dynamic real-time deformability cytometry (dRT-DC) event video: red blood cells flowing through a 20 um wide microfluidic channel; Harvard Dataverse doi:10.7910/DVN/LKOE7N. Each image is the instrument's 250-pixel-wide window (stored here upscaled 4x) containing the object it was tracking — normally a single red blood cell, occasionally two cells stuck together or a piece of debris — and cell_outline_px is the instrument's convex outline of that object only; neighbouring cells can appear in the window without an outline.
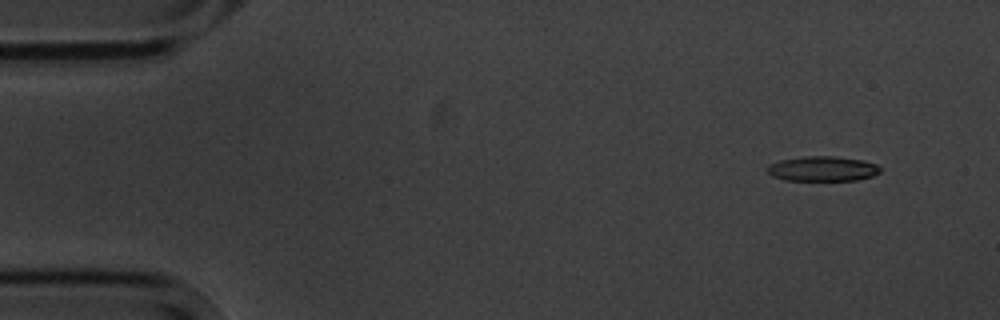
{"species": "common noctule bat (a hibernating species)", "species_latin": "Nyctalus noctula", "temperature_condition": "cold", "stored_images_in_passage": 5, "camera_frame_rate_fps": 3000, "um_per_image_px": 0.085, "animal": {"sex": "male", "body_mass_g": 20.1, "forearm_length_mm": 53.5}, "frame": {"image": 1, "passage_image": 2, "time_ms": 1.333, "image_size_px": [1000, 320], "cell_outline_px": [[880, 172], [872, 176], [856, 180], [784, 180], [772, 176], [768, 172], [768, 164], [780, 160], [804, 156], [836, 156], [864, 160], [876, 164], [880, 168]], "centroid_in_image_um": [69.92, 14.33], "position_along_channel_um": 15.1, "area_um2": 16.42}}
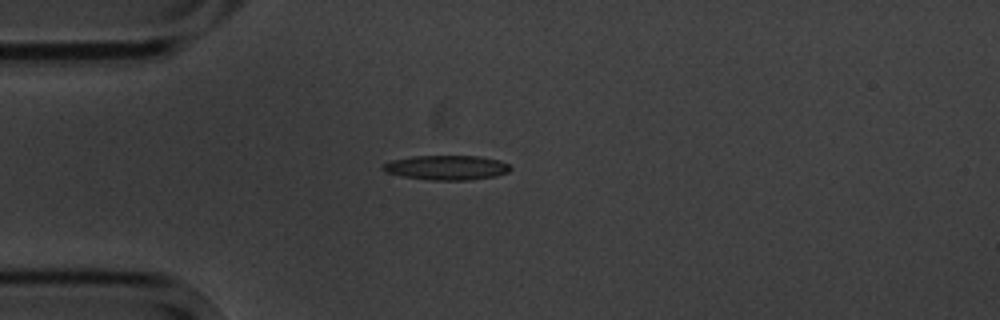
{"frame": {"image": 2, "passage_image": 5, "time_ms": 4.667, "image_size_px": [1000, 320], "cell_outline_px": [[512, 168], [508, 172], [496, 176], [468, 180], [432, 180], [404, 176], [384, 172], [380, 168], [384, 164], [392, 160], [416, 156], [476, 156], [500, 160], [508, 164]], "centroid_in_image_um": [37.97, 14.25], "position_along_channel_um": 47.0, "area_um2": 18.15}}